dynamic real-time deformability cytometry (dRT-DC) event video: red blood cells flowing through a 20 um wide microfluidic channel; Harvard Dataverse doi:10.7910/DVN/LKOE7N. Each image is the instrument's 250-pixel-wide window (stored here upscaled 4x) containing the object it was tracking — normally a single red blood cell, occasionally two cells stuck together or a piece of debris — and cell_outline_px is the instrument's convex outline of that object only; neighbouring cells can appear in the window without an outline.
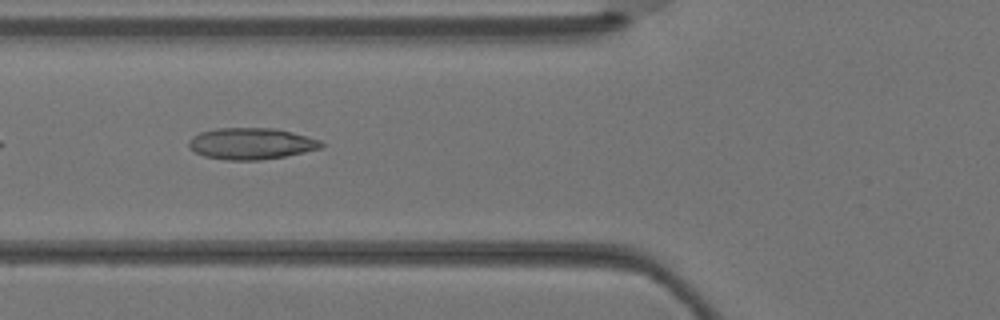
{"species": "Egyptian fruit bat (a non-hibernating species)", "species_latin": "Rousettus aegyptiacus", "temperature_condition": "warm", "stored_images_in_passage": 5, "camera_frame_rate_fps": 3000, "um_per_image_px": 0.085, "animal": {"sex": "female"}, "frame": {"image": 1, "passage_image": 4, "time_ms": 1.0, "image_size_px": [1000, 320], "cell_outline_px": [[324, 148], [284, 156], [260, 160], [228, 160], [204, 156], [188, 148], [188, 140], [192, 136], [200, 132], [216, 128], [276, 128], [292, 132], [320, 140], [324, 144]], "centroid_in_image_um": [21.34, 12.2], "position_along_channel_um": 104.5, "area_um2": 24.39}}
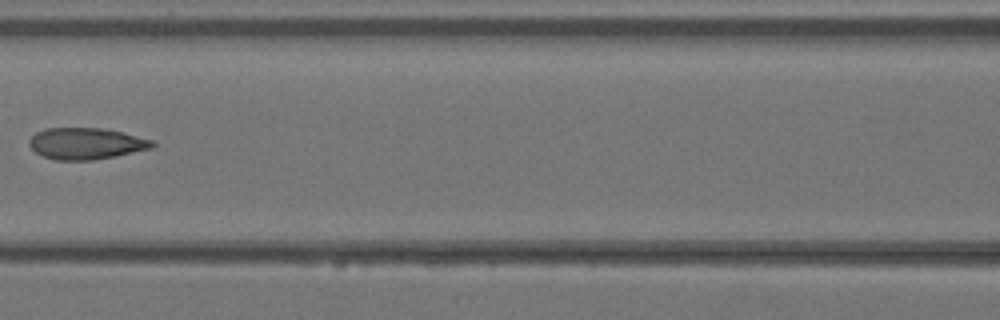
{"frame": {"image": 2, "passage_image": 5, "time_ms": 1.333, "image_size_px": [1000, 320], "cell_outline_px": [[156, 144], [152, 148], [116, 156], [92, 160], [56, 160], [44, 156], [36, 152], [28, 144], [28, 140], [36, 132], [44, 128], [104, 128], [152, 140]], "centroid_in_image_um": [7.29, 12.2], "position_along_channel_um": 159.3, "area_um2": 22.48}}